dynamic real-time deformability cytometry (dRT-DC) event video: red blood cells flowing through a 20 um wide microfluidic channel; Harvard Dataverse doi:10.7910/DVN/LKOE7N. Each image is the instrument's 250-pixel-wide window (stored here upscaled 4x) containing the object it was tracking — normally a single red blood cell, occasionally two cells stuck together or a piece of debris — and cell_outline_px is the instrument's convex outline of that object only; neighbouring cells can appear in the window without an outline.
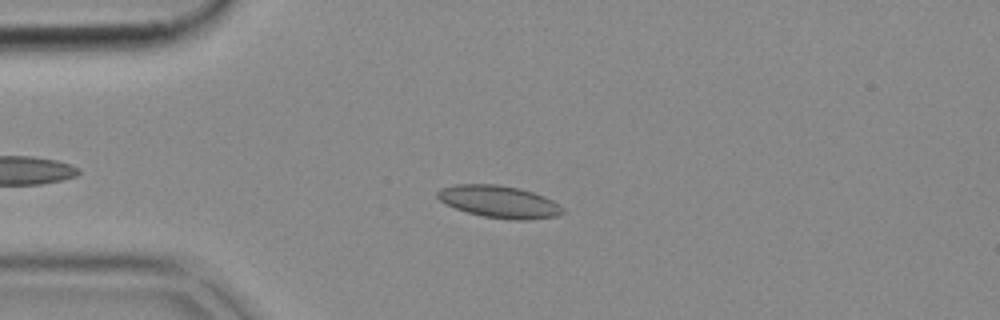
{"species": "common noctule bat (a hibernating species)", "species_latin": "Nyctalus noctula", "temperature_condition": "cold", "stored_images_in_passage": 42, "camera_frame_rate_fps": 3000, "um_per_image_px": 0.085, "animal": {"sex": "female", "body_mass_g": 18.4}, "frame": {"image": 1, "passage_image": 10, "time_ms": 3.0, "image_size_px": [1000, 320], "cell_outline_px": [[564, 212], [556, 216], [528, 220], [512, 220], [484, 216], [468, 212], [444, 204], [436, 196], [436, 192], [440, 188], [456, 184], [496, 184], [520, 188], [544, 196], [552, 200], [564, 208]], "centroid_in_image_um": [42.41, 17.14], "position_along_channel_um": 42.6, "area_um2": 23.52}}
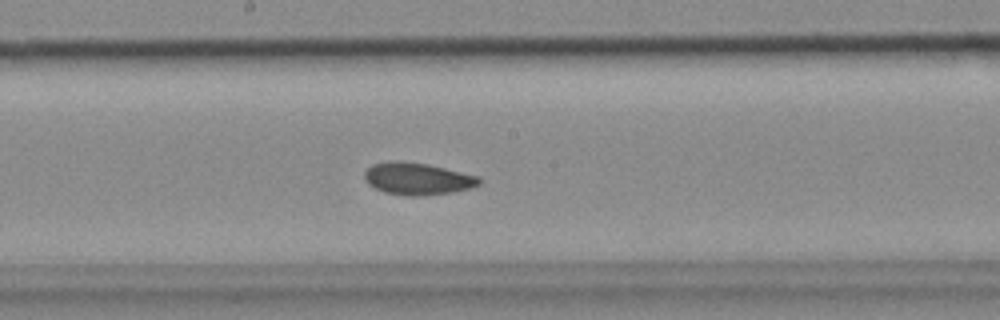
{"frame": {"image": 2, "passage_image": 25, "time_ms": 8.0, "image_size_px": [1000, 320], "cell_outline_px": [[484, 180], [480, 184], [472, 188], [452, 192], [420, 196], [408, 196], [384, 192], [368, 184], [364, 180], [364, 172], [372, 164], [392, 160], [400, 160], [428, 164], [480, 176]], "centroid_in_image_um": [35.51, 15.18], "position_along_channel_um": 212.7, "area_um2": 21.79}}
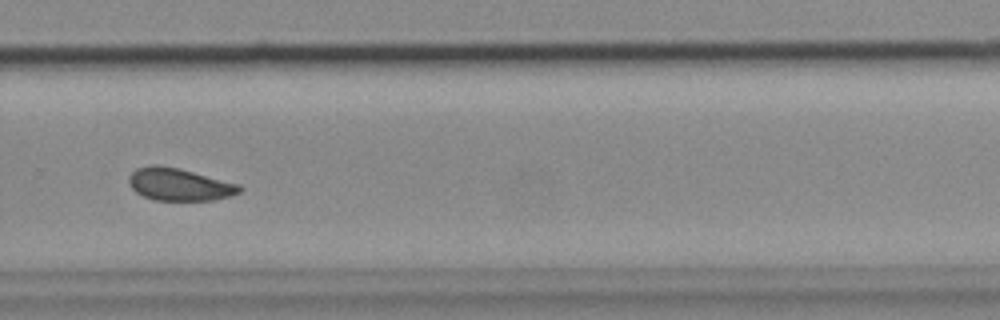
{"frame": {"image": 3, "passage_image": 33, "time_ms": 10.667, "image_size_px": [1000, 320], "cell_outline_px": [[244, 188], [240, 192], [232, 196], [212, 200], [156, 200], [144, 196], [136, 192], [132, 188], [128, 180], [128, 176], [136, 168], [152, 164], [156, 164], [176, 168], [240, 184]], "centroid_in_image_um": [15.25, 15.68], "position_along_channel_um": 314.6, "area_um2": 20.81}}